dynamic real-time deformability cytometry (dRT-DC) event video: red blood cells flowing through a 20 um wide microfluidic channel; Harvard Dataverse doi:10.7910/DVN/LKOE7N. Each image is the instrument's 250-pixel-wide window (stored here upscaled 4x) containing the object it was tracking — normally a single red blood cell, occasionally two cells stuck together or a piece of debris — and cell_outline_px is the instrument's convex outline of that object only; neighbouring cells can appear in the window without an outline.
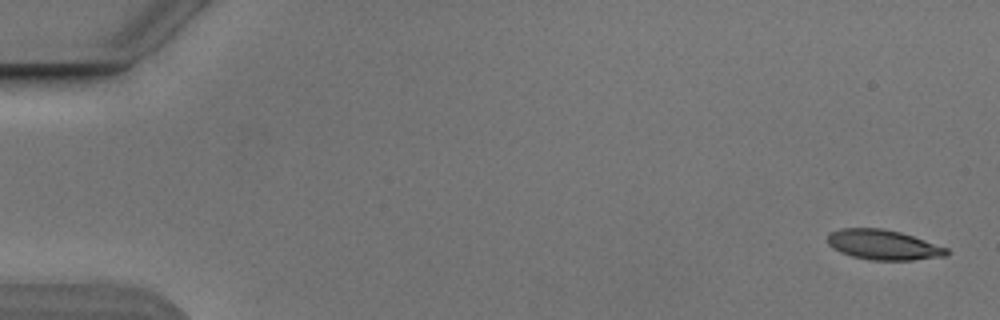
{"species": "Egyptian fruit bat (a non-hibernating species)", "species_latin": "Rousettus aegyptiacus", "temperature_condition": "cold", "stored_images_in_passage": 5, "camera_frame_rate_fps": 3000, "um_per_image_px": 0.085, "animal": {"sex": "male"}, "frame": {"image": 1, "passage_image": 1, "time_ms": 0.0, "image_size_px": [1000, 320], "cell_outline_px": [[948, 256], [912, 260], [868, 260], [852, 256], [840, 252], [832, 248], [828, 244], [828, 232], [840, 228], [884, 228], [900, 232], [948, 248]], "centroid_in_image_um": [75.05, 20.81], "position_along_channel_um": 9.9, "area_um2": 20.92}}
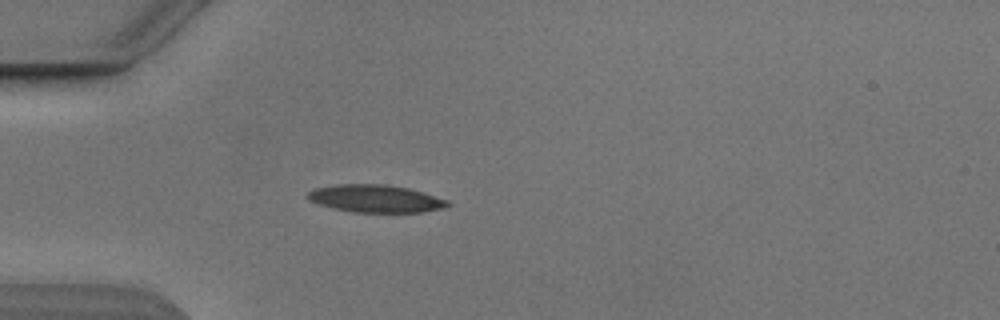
{"frame": {"image": 2, "passage_image": 5, "time_ms": 4.667, "image_size_px": [1000, 320], "cell_outline_px": [[452, 204], [448, 208], [424, 212], [352, 212], [332, 208], [308, 200], [304, 196], [308, 192], [316, 188], [336, 184], [384, 184], [408, 188], [448, 200]], "centroid_in_image_um": [31.94, 16.89], "position_along_channel_um": 53.1, "area_um2": 22.66}}